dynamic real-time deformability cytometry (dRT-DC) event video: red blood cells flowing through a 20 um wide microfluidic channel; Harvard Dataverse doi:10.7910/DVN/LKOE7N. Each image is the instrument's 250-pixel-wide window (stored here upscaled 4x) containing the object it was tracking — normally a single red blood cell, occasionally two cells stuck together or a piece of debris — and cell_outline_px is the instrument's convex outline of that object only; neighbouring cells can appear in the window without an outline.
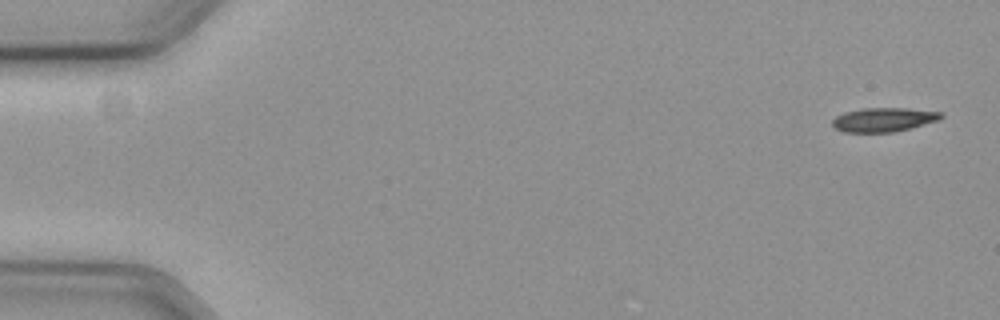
{"species": "common noctule bat (a hibernating species)", "species_latin": "Nyctalus noctula", "temperature_condition": "cold", "stored_images_in_passage": 12, "camera_frame_rate_fps": 3000, "um_per_image_px": 0.085, "animal": {"sex": "female", "body_mass_g": 19.3, "forearm_length_mm": 54.1}, "frame": {"image": 1, "passage_image": 1, "time_ms": 0.0, "image_size_px": [1000, 320], "cell_outline_px": [[944, 116], [936, 120], [908, 128], [892, 132], [844, 132], [836, 128], [832, 124], [832, 120], [836, 116], [844, 112], [864, 108], [904, 108], [940, 112]], "centroid_in_image_um": [75.04, 10.16], "position_along_channel_um": 10.0, "area_um2": 14.85}}